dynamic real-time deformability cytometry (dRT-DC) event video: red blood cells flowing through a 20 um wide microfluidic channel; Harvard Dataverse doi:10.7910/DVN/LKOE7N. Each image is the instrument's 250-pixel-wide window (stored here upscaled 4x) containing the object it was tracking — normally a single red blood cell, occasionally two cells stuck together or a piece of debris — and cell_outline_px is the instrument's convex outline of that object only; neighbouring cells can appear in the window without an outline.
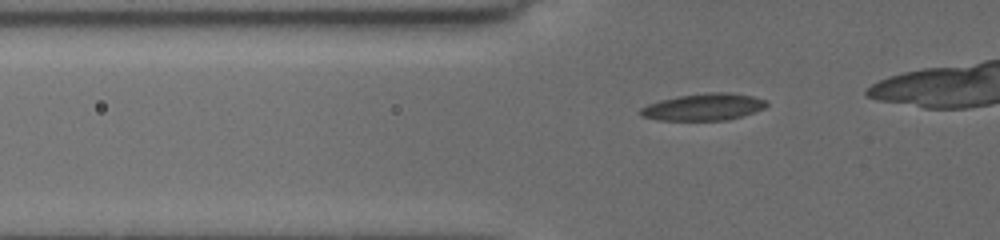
{"species": "common noctule bat (a hibernating species)", "species_latin": "Nyctalus noctula", "temperature_condition": "cold", "stored_images_in_passage": 16, "camera_frame_rate_fps": 3000, "um_per_image_px": 0.085, "animal": {"sex": "female", "body_mass_g": 19.5, "forearm_length_mm": 54.1}, "frame": {"image": 1, "passage_image": 5, "time_ms": 1.333, "image_size_px": [1000, 240], "cell_outline_px": [[768, 104], [764, 108], [728, 120], [656, 120], [640, 116], [636, 112], [640, 108], [648, 104], [660, 100], [680, 96], [712, 92], [728, 92], [752, 96], [768, 100]], "centroid_in_image_um": [59.76, 9.1], "position_along_channel_um": 66.0, "area_um2": 19.77}}
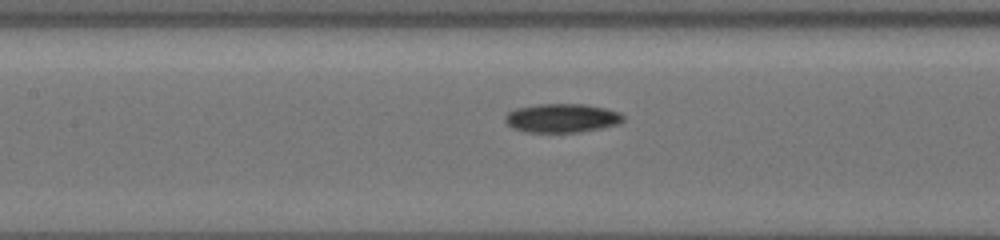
{"frame": {"image": 2, "passage_image": 12, "time_ms": 4.0, "image_size_px": [1000, 240], "cell_outline_px": [[624, 120], [616, 124], [600, 128], [576, 132], [524, 132], [512, 128], [504, 120], [504, 116], [508, 112], [516, 108], [536, 104], [584, 104], [604, 108], [620, 112], [624, 116]], "centroid_in_image_um": [47.72, 10.03], "position_along_channel_um": 159.7, "area_um2": 19.83}}
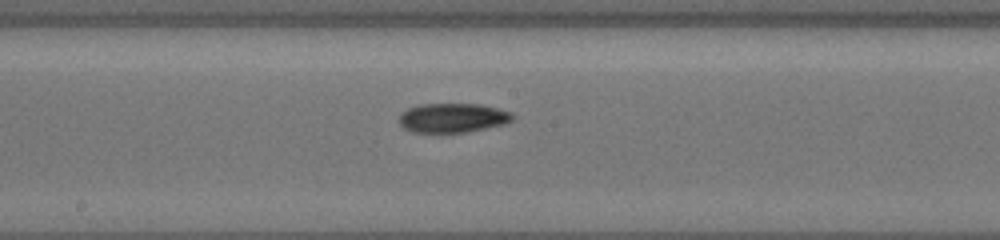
{"frame": {"image": 3, "passage_image": 15, "time_ms": 5.333, "image_size_px": [1000, 240], "cell_outline_px": [[516, 116], [512, 120], [504, 124], [464, 132], [412, 132], [404, 128], [400, 124], [400, 112], [408, 108], [420, 104], [480, 104], [512, 112]], "centroid_in_image_um": [38.48, 10.01], "position_along_channel_um": 209.7, "area_um2": 19.31}}